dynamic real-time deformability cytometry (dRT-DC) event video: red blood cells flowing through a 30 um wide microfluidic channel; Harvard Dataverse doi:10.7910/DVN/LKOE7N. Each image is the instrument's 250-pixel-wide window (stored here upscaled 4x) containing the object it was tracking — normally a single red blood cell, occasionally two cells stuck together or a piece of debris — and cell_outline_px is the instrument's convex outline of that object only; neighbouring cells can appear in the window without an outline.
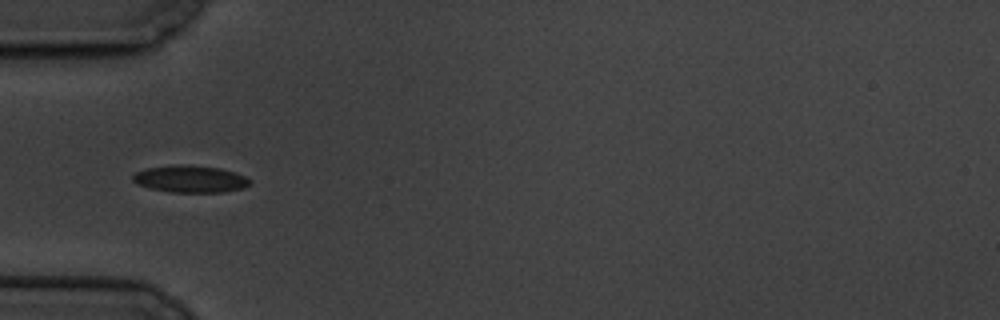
{"species": "common noctule bat (a hibernating species)", "species_latin": "Nyctalus noctula", "temperature_condition": "cold", "stored_images_in_passage": 6, "camera_frame_rate_fps": 3000, "um_per_image_px": 0.085, "animal": {"sex": "male", "body_mass_g": 19.5, "forearm_length_mm": 54.6}, "frame": {"image": 1, "passage_image": 6, "time_ms": 5.667, "image_size_px": [1000, 320], "cell_outline_px": [[252, 180], [248, 184], [240, 188], [224, 192], [172, 192], [148, 188], [136, 184], [132, 180], [132, 176], [136, 172], [148, 168], [180, 164], [184, 164], [220, 168], [244, 176]], "centroid_in_image_um": [16.12, 15.21], "position_along_channel_um": 68.9, "area_um2": 18.26}}